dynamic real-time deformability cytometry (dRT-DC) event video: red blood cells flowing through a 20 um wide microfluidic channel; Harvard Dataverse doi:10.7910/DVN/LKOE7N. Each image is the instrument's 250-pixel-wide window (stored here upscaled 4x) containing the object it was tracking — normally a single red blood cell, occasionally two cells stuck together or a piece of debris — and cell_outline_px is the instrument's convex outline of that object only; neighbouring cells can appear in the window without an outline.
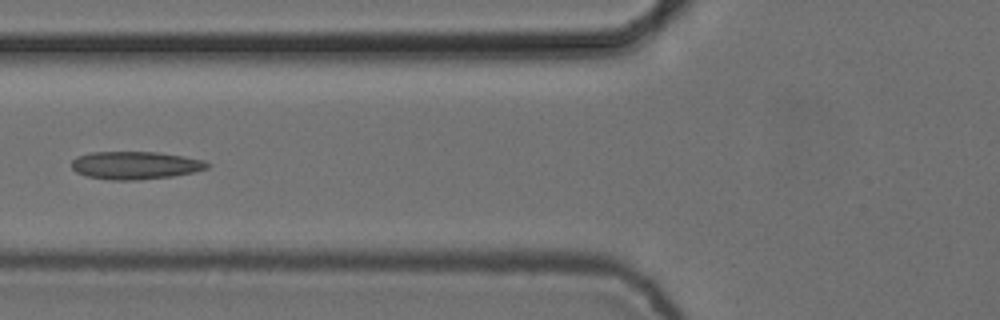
{"species": "common noctule bat (a hibernating species)", "species_latin": "Nyctalus noctula", "temperature_condition": "cold", "stored_images_in_passage": 5, "camera_frame_rate_fps": 3000, "um_per_image_px": 0.085, "animal": {"sex": "female", "body_mass_g": 24.6, "forearm_length_mm": 56.2}, "frame": {"image": 1, "passage_image": 4, "time_ms": 1.0, "image_size_px": [1000, 320], "cell_outline_px": [[212, 164], [208, 168], [192, 172], [172, 176], [140, 180], [112, 180], [88, 176], [76, 172], [72, 168], [72, 160], [76, 156], [92, 152], [156, 152], [184, 156], [204, 160]], "centroid_in_image_um": [11.51, 14.05], "position_along_channel_um": 114.3, "area_um2": 22.02}}
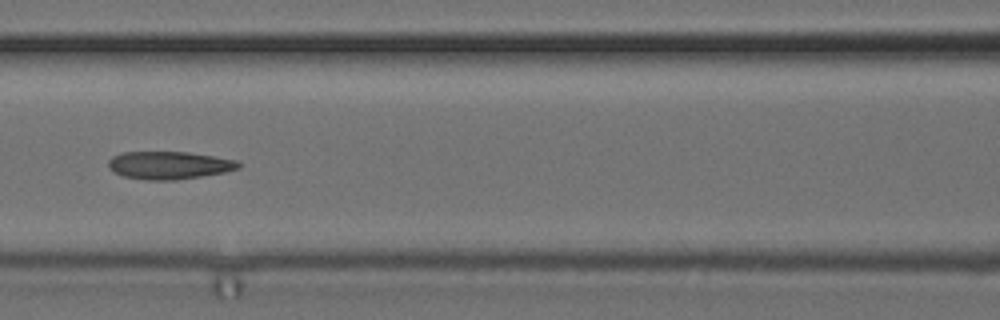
{"frame": {"image": 2, "passage_image": 5, "time_ms": 1.333, "image_size_px": [1000, 320], "cell_outline_px": [[240, 168], [224, 172], [176, 180], [144, 180], [124, 176], [108, 168], [108, 160], [112, 156], [120, 152], [188, 152], [236, 160], [240, 164]], "centroid_in_image_um": [14.34, 14.04], "position_along_channel_um": 152.3, "area_um2": 20.98}}